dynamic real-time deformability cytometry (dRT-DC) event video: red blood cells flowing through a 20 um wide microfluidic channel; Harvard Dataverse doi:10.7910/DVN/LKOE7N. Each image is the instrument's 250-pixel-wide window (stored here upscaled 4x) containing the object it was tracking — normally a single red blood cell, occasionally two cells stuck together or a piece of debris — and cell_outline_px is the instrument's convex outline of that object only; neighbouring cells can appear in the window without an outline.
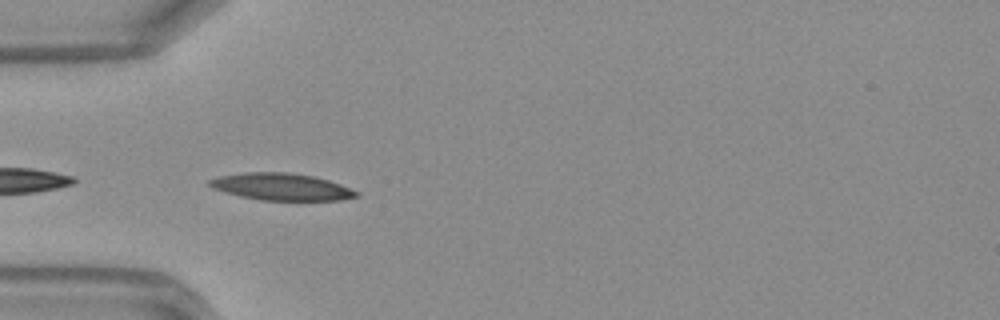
{"species": "Egyptian fruit bat (a non-hibernating species)", "species_latin": "Rousettus aegyptiacus", "temperature_condition": "warm", "stored_images_in_passage": 22, "camera_frame_rate_fps": 3000, "um_per_image_px": 0.085, "frame": {"image": 1, "passage_image": 1, "time_ms": 0.0, "image_size_px": [1000, 320], "cell_outline_px": [[360, 196], [340, 200], [260, 200], [240, 196], [216, 188], [208, 184], [208, 180], [216, 176], [244, 172], [288, 172], [312, 176], [328, 180], [340, 184], [360, 192]], "centroid_in_image_um": [23.95, 15.87], "position_along_channel_um": 61.1, "area_um2": 23.0}}
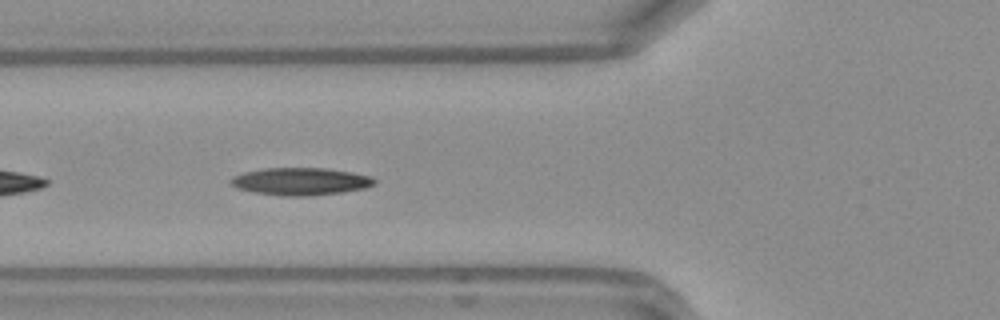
{"frame": {"image": 2, "passage_image": 4, "time_ms": 1.0, "image_size_px": [1000, 320], "cell_outline_px": [[376, 184], [364, 188], [340, 192], [308, 196], [280, 196], [256, 192], [236, 188], [228, 180], [232, 176], [244, 172], [264, 168], [324, 168], [352, 172], [372, 176], [376, 180]], "centroid_in_image_um": [25.54, 15.41], "position_along_channel_um": 100.3, "area_um2": 23.0}}
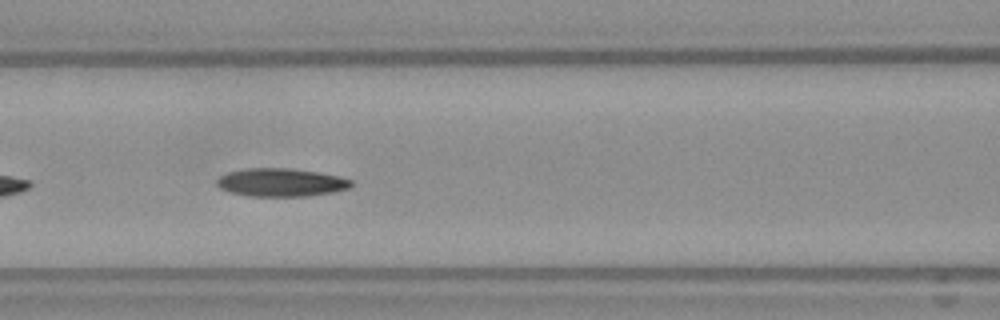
{"frame": {"image": 3, "passage_image": 7, "time_ms": 2.0, "image_size_px": [1000, 320], "cell_outline_px": [[352, 184], [348, 188], [332, 192], [308, 196], [248, 196], [232, 192], [220, 188], [216, 184], [216, 180], [220, 176], [228, 172], [244, 168], [288, 168], [320, 172], [340, 176], [352, 180]], "centroid_in_image_um": [23.88, 15.5], "position_along_channel_um": 142.7, "area_um2": 22.08}}